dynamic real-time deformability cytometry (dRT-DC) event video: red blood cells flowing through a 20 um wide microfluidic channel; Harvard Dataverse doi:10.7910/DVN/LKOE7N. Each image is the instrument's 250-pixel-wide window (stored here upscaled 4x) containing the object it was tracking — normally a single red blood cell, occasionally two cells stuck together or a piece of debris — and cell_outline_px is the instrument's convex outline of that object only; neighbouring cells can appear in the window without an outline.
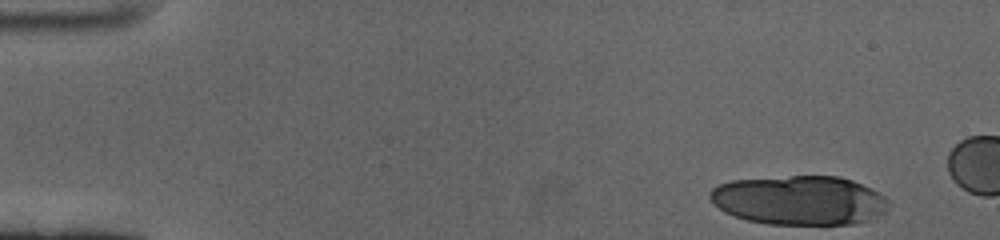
{"species": "human", "species_latin": "Homo sapiens", "temperature_condition": "cold", "stored_images_in_passage": 15, "camera_frame_rate_fps": 3000, "um_per_image_px": 0.085, "donor": {"sex": "female"}, "frame": {"image": 1, "passage_image": 1, "time_ms": 0.0, "image_size_px": [1000, 240], "cell_outline_px": [[888, 212], [856, 224], [768, 224], [748, 220], [724, 212], [708, 196], [708, 192], [716, 184], [732, 180], [792, 176], [840, 176], [852, 180], [884, 196], [888, 200]], "centroid_in_image_um": [67.94, 17.02], "position_along_channel_um": 17.1, "area_um2": 51.21}}